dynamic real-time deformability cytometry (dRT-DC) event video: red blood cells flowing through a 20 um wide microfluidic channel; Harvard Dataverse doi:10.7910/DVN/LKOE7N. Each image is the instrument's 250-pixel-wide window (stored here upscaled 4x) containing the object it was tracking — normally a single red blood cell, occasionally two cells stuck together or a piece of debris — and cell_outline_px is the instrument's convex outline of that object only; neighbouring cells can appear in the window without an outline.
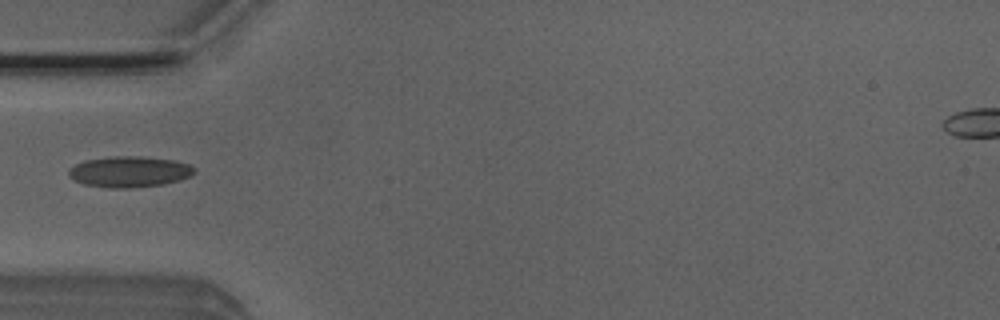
{"species": "Egyptian fruit bat (a non-hibernating species)", "species_latin": "Rousettus aegyptiacus", "temperature_condition": "room temperature", "stored_images_in_passage": 2, "camera_frame_rate_fps": 3000, "um_per_image_px": 0.085, "animal": {"sex": "male"}, "frame": {"image": 1, "passage_image": 2, "time_ms": 0.333, "image_size_px": [1000, 320], "cell_outline_px": [[196, 172], [180, 180], [164, 184], [128, 188], [112, 188], [84, 184], [68, 176], [68, 168], [84, 160], [112, 156], [140, 156], [176, 160], [188, 164], [196, 168]], "centroid_in_image_um": [11.0, 14.58], "position_along_channel_um": 74.0, "area_um2": 22.72}}